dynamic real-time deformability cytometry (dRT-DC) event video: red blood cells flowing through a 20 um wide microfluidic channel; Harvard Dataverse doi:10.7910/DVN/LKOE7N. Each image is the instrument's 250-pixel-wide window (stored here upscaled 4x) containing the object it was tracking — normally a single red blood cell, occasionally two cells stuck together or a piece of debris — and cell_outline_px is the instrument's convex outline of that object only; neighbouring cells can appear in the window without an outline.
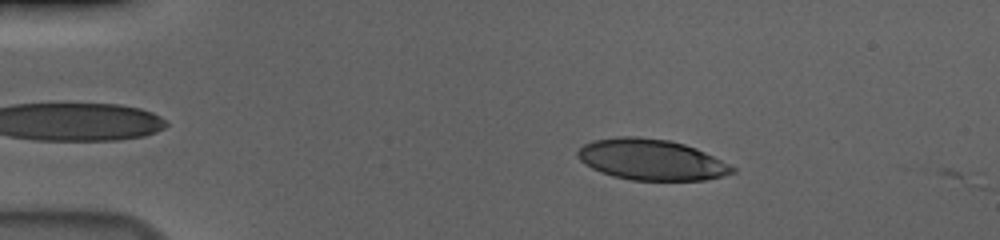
{"species": "human", "species_latin": "Homo sapiens", "temperature_condition": "cold", "stored_images_in_passage": 4, "camera_frame_rate_fps": 3000, "um_per_image_px": 0.085, "donor": {"sex": "male"}, "frame": {"image": 1, "passage_image": 3, "time_ms": 0.667, "image_size_px": [1000, 240], "cell_outline_px": [[736, 172], [724, 176], [704, 180], [632, 180], [612, 176], [600, 172], [584, 164], [576, 156], [576, 152], [584, 144], [592, 140], [620, 136], [640, 136], [672, 140], [696, 148], [736, 168]], "centroid_in_image_um": [55.33, 13.56], "position_along_channel_um": 29.7, "area_um2": 37.05}}